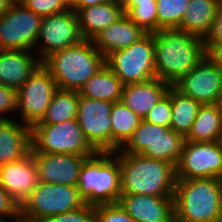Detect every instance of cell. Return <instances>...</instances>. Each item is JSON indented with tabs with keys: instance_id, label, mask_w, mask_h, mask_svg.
<instances>
[{
	"instance_id": "15",
	"label": "cell",
	"mask_w": 222,
	"mask_h": 222,
	"mask_svg": "<svg viewBox=\"0 0 222 222\" xmlns=\"http://www.w3.org/2000/svg\"><path fill=\"white\" fill-rule=\"evenodd\" d=\"M40 182L77 186L80 169L92 155L32 152Z\"/></svg>"
},
{
	"instance_id": "9",
	"label": "cell",
	"mask_w": 222,
	"mask_h": 222,
	"mask_svg": "<svg viewBox=\"0 0 222 222\" xmlns=\"http://www.w3.org/2000/svg\"><path fill=\"white\" fill-rule=\"evenodd\" d=\"M83 40L78 17L70 7L41 18L39 34L33 51L43 62L56 51L74 46Z\"/></svg>"
},
{
	"instance_id": "45",
	"label": "cell",
	"mask_w": 222,
	"mask_h": 222,
	"mask_svg": "<svg viewBox=\"0 0 222 222\" xmlns=\"http://www.w3.org/2000/svg\"><path fill=\"white\" fill-rule=\"evenodd\" d=\"M12 5L23 4L25 0H8Z\"/></svg>"
},
{
	"instance_id": "41",
	"label": "cell",
	"mask_w": 222,
	"mask_h": 222,
	"mask_svg": "<svg viewBox=\"0 0 222 222\" xmlns=\"http://www.w3.org/2000/svg\"><path fill=\"white\" fill-rule=\"evenodd\" d=\"M108 1L112 0H73V3L69 7L77 12L81 8L97 5Z\"/></svg>"
},
{
	"instance_id": "38",
	"label": "cell",
	"mask_w": 222,
	"mask_h": 222,
	"mask_svg": "<svg viewBox=\"0 0 222 222\" xmlns=\"http://www.w3.org/2000/svg\"><path fill=\"white\" fill-rule=\"evenodd\" d=\"M0 216L10 219H19L21 217V207L0 185Z\"/></svg>"
},
{
	"instance_id": "14",
	"label": "cell",
	"mask_w": 222,
	"mask_h": 222,
	"mask_svg": "<svg viewBox=\"0 0 222 222\" xmlns=\"http://www.w3.org/2000/svg\"><path fill=\"white\" fill-rule=\"evenodd\" d=\"M174 87L184 96L194 99L201 105H212L222 92V71L206 55Z\"/></svg>"
},
{
	"instance_id": "27",
	"label": "cell",
	"mask_w": 222,
	"mask_h": 222,
	"mask_svg": "<svg viewBox=\"0 0 222 222\" xmlns=\"http://www.w3.org/2000/svg\"><path fill=\"white\" fill-rule=\"evenodd\" d=\"M79 97L78 91L57 89L45 115L35 125H54L76 119Z\"/></svg>"
},
{
	"instance_id": "29",
	"label": "cell",
	"mask_w": 222,
	"mask_h": 222,
	"mask_svg": "<svg viewBox=\"0 0 222 222\" xmlns=\"http://www.w3.org/2000/svg\"><path fill=\"white\" fill-rule=\"evenodd\" d=\"M185 141L186 138L183 135L169 128L154 143L148 145L140 155L166 161L176 167Z\"/></svg>"
},
{
	"instance_id": "21",
	"label": "cell",
	"mask_w": 222,
	"mask_h": 222,
	"mask_svg": "<svg viewBox=\"0 0 222 222\" xmlns=\"http://www.w3.org/2000/svg\"><path fill=\"white\" fill-rule=\"evenodd\" d=\"M170 85L152 78L145 82L123 86L121 102L144 119L154 105L167 93Z\"/></svg>"
},
{
	"instance_id": "5",
	"label": "cell",
	"mask_w": 222,
	"mask_h": 222,
	"mask_svg": "<svg viewBox=\"0 0 222 222\" xmlns=\"http://www.w3.org/2000/svg\"><path fill=\"white\" fill-rule=\"evenodd\" d=\"M119 159L113 152H96L83 163L77 188L88 205L114 204L121 195Z\"/></svg>"
},
{
	"instance_id": "7",
	"label": "cell",
	"mask_w": 222,
	"mask_h": 222,
	"mask_svg": "<svg viewBox=\"0 0 222 222\" xmlns=\"http://www.w3.org/2000/svg\"><path fill=\"white\" fill-rule=\"evenodd\" d=\"M105 64L124 86L156 78L153 33H147L127 48L113 51L105 58Z\"/></svg>"
},
{
	"instance_id": "28",
	"label": "cell",
	"mask_w": 222,
	"mask_h": 222,
	"mask_svg": "<svg viewBox=\"0 0 222 222\" xmlns=\"http://www.w3.org/2000/svg\"><path fill=\"white\" fill-rule=\"evenodd\" d=\"M171 103L172 121L170 129L186 138L191 131L201 104L190 97L184 96L174 86H171Z\"/></svg>"
},
{
	"instance_id": "24",
	"label": "cell",
	"mask_w": 222,
	"mask_h": 222,
	"mask_svg": "<svg viewBox=\"0 0 222 222\" xmlns=\"http://www.w3.org/2000/svg\"><path fill=\"white\" fill-rule=\"evenodd\" d=\"M122 82L105 64L78 91L80 96L91 99L118 102L121 100Z\"/></svg>"
},
{
	"instance_id": "36",
	"label": "cell",
	"mask_w": 222,
	"mask_h": 222,
	"mask_svg": "<svg viewBox=\"0 0 222 222\" xmlns=\"http://www.w3.org/2000/svg\"><path fill=\"white\" fill-rule=\"evenodd\" d=\"M41 222H94V206L85 204L79 209L50 216Z\"/></svg>"
},
{
	"instance_id": "32",
	"label": "cell",
	"mask_w": 222,
	"mask_h": 222,
	"mask_svg": "<svg viewBox=\"0 0 222 222\" xmlns=\"http://www.w3.org/2000/svg\"><path fill=\"white\" fill-rule=\"evenodd\" d=\"M189 0H156L158 31L179 29Z\"/></svg>"
},
{
	"instance_id": "17",
	"label": "cell",
	"mask_w": 222,
	"mask_h": 222,
	"mask_svg": "<svg viewBox=\"0 0 222 222\" xmlns=\"http://www.w3.org/2000/svg\"><path fill=\"white\" fill-rule=\"evenodd\" d=\"M118 203L135 222H174V197L120 195Z\"/></svg>"
},
{
	"instance_id": "2",
	"label": "cell",
	"mask_w": 222,
	"mask_h": 222,
	"mask_svg": "<svg viewBox=\"0 0 222 222\" xmlns=\"http://www.w3.org/2000/svg\"><path fill=\"white\" fill-rule=\"evenodd\" d=\"M119 159L121 195L174 197L176 167L140 154L113 152Z\"/></svg>"
},
{
	"instance_id": "37",
	"label": "cell",
	"mask_w": 222,
	"mask_h": 222,
	"mask_svg": "<svg viewBox=\"0 0 222 222\" xmlns=\"http://www.w3.org/2000/svg\"><path fill=\"white\" fill-rule=\"evenodd\" d=\"M17 90L0 84V121L12 120L10 112H16Z\"/></svg>"
},
{
	"instance_id": "23",
	"label": "cell",
	"mask_w": 222,
	"mask_h": 222,
	"mask_svg": "<svg viewBox=\"0 0 222 222\" xmlns=\"http://www.w3.org/2000/svg\"><path fill=\"white\" fill-rule=\"evenodd\" d=\"M179 30L205 39L219 10L218 0H189Z\"/></svg>"
},
{
	"instance_id": "40",
	"label": "cell",
	"mask_w": 222,
	"mask_h": 222,
	"mask_svg": "<svg viewBox=\"0 0 222 222\" xmlns=\"http://www.w3.org/2000/svg\"><path fill=\"white\" fill-rule=\"evenodd\" d=\"M206 54L216 63L217 67L222 71V46L221 47H205Z\"/></svg>"
},
{
	"instance_id": "42",
	"label": "cell",
	"mask_w": 222,
	"mask_h": 222,
	"mask_svg": "<svg viewBox=\"0 0 222 222\" xmlns=\"http://www.w3.org/2000/svg\"><path fill=\"white\" fill-rule=\"evenodd\" d=\"M11 5L8 0H0V17L7 12Z\"/></svg>"
},
{
	"instance_id": "49",
	"label": "cell",
	"mask_w": 222,
	"mask_h": 222,
	"mask_svg": "<svg viewBox=\"0 0 222 222\" xmlns=\"http://www.w3.org/2000/svg\"><path fill=\"white\" fill-rule=\"evenodd\" d=\"M219 222H222V209H221V213H220Z\"/></svg>"
},
{
	"instance_id": "8",
	"label": "cell",
	"mask_w": 222,
	"mask_h": 222,
	"mask_svg": "<svg viewBox=\"0 0 222 222\" xmlns=\"http://www.w3.org/2000/svg\"><path fill=\"white\" fill-rule=\"evenodd\" d=\"M31 151L52 154L94 155L96 151L85 139L77 119L54 125L31 128Z\"/></svg>"
},
{
	"instance_id": "35",
	"label": "cell",
	"mask_w": 222,
	"mask_h": 222,
	"mask_svg": "<svg viewBox=\"0 0 222 222\" xmlns=\"http://www.w3.org/2000/svg\"><path fill=\"white\" fill-rule=\"evenodd\" d=\"M23 5L41 18L69 8L64 0H25Z\"/></svg>"
},
{
	"instance_id": "4",
	"label": "cell",
	"mask_w": 222,
	"mask_h": 222,
	"mask_svg": "<svg viewBox=\"0 0 222 222\" xmlns=\"http://www.w3.org/2000/svg\"><path fill=\"white\" fill-rule=\"evenodd\" d=\"M42 64L49 70L58 89L79 91L105 65V57L92 40L56 51Z\"/></svg>"
},
{
	"instance_id": "39",
	"label": "cell",
	"mask_w": 222,
	"mask_h": 222,
	"mask_svg": "<svg viewBox=\"0 0 222 222\" xmlns=\"http://www.w3.org/2000/svg\"><path fill=\"white\" fill-rule=\"evenodd\" d=\"M205 47L222 46V10L219 9L213 20L212 28L204 39Z\"/></svg>"
},
{
	"instance_id": "44",
	"label": "cell",
	"mask_w": 222,
	"mask_h": 222,
	"mask_svg": "<svg viewBox=\"0 0 222 222\" xmlns=\"http://www.w3.org/2000/svg\"><path fill=\"white\" fill-rule=\"evenodd\" d=\"M15 220H17V219H10V218L5 217V216H0V222H13Z\"/></svg>"
},
{
	"instance_id": "31",
	"label": "cell",
	"mask_w": 222,
	"mask_h": 222,
	"mask_svg": "<svg viewBox=\"0 0 222 222\" xmlns=\"http://www.w3.org/2000/svg\"><path fill=\"white\" fill-rule=\"evenodd\" d=\"M169 128L141 120L128 142L119 150L124 153L141 154Z\"/></svg>"
},
{
	"instance_id": "33",
	"label": "cell",
	"mask_w": 222,
	"mask_h": 222,
	"mask_svg": "<svg viewBox=\"0 0 222 222\" xmlns=\"http://www.w3.org/2000/svg\"><path fill=\"white\" fill-rule=\"evenodd\" d=\"M149 123L170 128L172 121L171 86L143 119Z\"/></svg>"
},
{
	"instance_id": "12",
	"label": "cell",
	"mask_w": 222,
	"mask_h": 222,
	"mask_svg": "<svg viewBox=\"0 0 222 222\" xmlns=\"http://www.w3.org/2000/svg\"><path fill=\"white\" fill-rule=\"evenodd\" d=\"M222 176V140L193 142L186 140L176 165V179L220 178Z\"/></svg>"
},
{
	"instance_id": "11",
	"label": "cell",
	"mask_w": 222,
	"mask_h": 222,
	"mask_svg": "<svg viewBox=\"0 0 222 222\" xmlns=\"http://www.w3.org/2000/svg\"><path fill=\"white\" fill-rule=\"evenodd\" d=\"M41 17L23 4L11 5L0 17V50L33 51Z\"/></svg>"
},
{
	"instance_id": "6",
	"label": "cell",
	"mask_w": 222,
	"mask_h": 222,
	"mask_svg": "<svg viewBox=\"0 0 222 222\" xmlns=\"http://www.w3.org/2000/svg\"><path fill=\"white\" fill-rule=\"evenodd\" d=\"M77 186L40 182L21 205V218L32 222L70 212L84 206Z\"/></svg>"
},
{
	"instance_id": "30",
	"label": "cell",
	"mask_w": 222,
	"mask_h": 222,
	"mask_svg": "<svg viewBox=\"0 0 222 222\" xmlns=\"http://www.w3.org/2000/svg\"><path fill=\"white\" fill-rule=\"evenodd\" d=\"M123 12L146 33L158 31L156 0H121Z\"/></svg>"
},
{
	"instance_id": "22",
	"label": "cell",
	"mask_w": 222,
	"mask_h": 222,
	"mask_svg": "<svg viewBox=\"0 0 222 222\" xmlns=\"http://www.w3.org/2000/svg\"><path fill=\"white\" fill-rule=\"evenodd\" d=\"M15 119L0 121V165L19 160L31 151V127Z\"/></svg>"
},
{
	"instance_id": "16",
	"label": "cell",
	"mask_w": 222,
	"mask_h": 222,
	"mask_svg": "<svg viewBox=\"0 0 222 222\" xmlns=\"http://www.w3.org/2000/svg\"><path fill=\"white\" fill-rule=\"evenodd\" d=\"M39 183L32 151L19 160L0 165V185L21 205Z\"/></svg>"
},
{
	"instance_id": "19",
	"label": "cell",
	"mask_w": 222,
	"mask_h": 222,
	"mask_svg": "<svg viewBox=\"0 0 222 222\" xmlns=\"http://www.w3.org/2000/svg\"><path fill=\"white\" fill-rule=\"evenodd\" d=\"M147 33L124 14L116 22L102 30L92 41L106 58L113 51L124 49L139 41Z\"/></svg>"
},
{
	"instance_id": "10",
	"label": "cell",
	"mask_w": 222,
	"mask_h": 222,
	"mask_svg": "<svg viewBox=\"0 0 222 222\" xmlns=\"http://www.w3.org/2000/svg\"><path fill=\"white\" fill-rule=\"evenodd\" d=\"M57 89L51 73L41 64L17 90L16 111L20 112L19 122L31 128L40 122Z\"/></svg>"
},
{
	"instance_id": "43",
	"label": "cell",
	"mask_w": 222,
	"mask_h": 222,
	"mask_svg": "<svg viewBox=\"0 0 222 222\" xmlns=\"http://www.w3.org/2000/svg\"><path fill=\"white\" fill-rule=\"evenodd\" d=\"M213 105L216 107L218 114L221 117V121H222V92Z\"/></svg>"
},
{
	"instance_id": "18",
	"label": "cell",
	"mask_w": 222,
	"mask_h": 222,
	"mask_svg": "<svg viewBox=\"0 0 222 222\" xmlns=\"http://www.w3.org/2000/svg\"><path fill=\"white\" fill-rule=\"evenodd\" d=\"M34 51L0 50V84L18 90L42 61Z\"/></svg>"
},
{
	"instance_id": "34",
	"label": "cell",
	"mask_w": 222,
	"mask_h": 222,
	"mask_svg": "<svg viewBox=\"0 0 222 222\" xmlns=\"http://www.w3.org/2000/svg\"><path fill=\"white\" fill-rule=\"evenodd\" d=\"M94 222H135L117 202L94 206Z\"/></svg>"
},
{
	"instance_id": "25",
	"label": "cell",
	"mask_w": 222,
	"mask_h": 222,
	"mask_svg": "<svg viewBox=\"0 0 222 222\" xmlns=\"http://www.w3.org/2000/svg\"><path fill=\"white\" fill-rule=\"evenodd\" d=\"M111 152L120 150L138 128L141 118L121 101L114 102L111 110Z\"/></svg>"
},
{
	"instance_id": "20",
	"label": "cell",
	"mask_w": 222,
	"mask_h": 222,
	"mask_svg": "<svg viewBox=\"0 0 222 222\" xmlns=\"http://www.w3.org/2000/svg\"><path fill=\"white\" fill-rule=\"evenodd\" d=\"M79 30L83 39L93 40L102 30L124 15L122 1L112 0L79 9Z\"/></svg>"
},
{
	"instance_id": "1",
	"label": "cell",
	"mask_w": 222,
	"mask_h": 222,
	"mask_svg": "<svg viewBox=\"0 0 222 222\" xmlns=\"http://www.w3.org/2000/svg\"><path fill=\"white\" fill-rule=\"evenodd\" d=\"M156 78L174 86L207 55L204 39L179 29L153 33Z\"/></svg>"
},
{
	"instance_id": "46",
	"label": "cell",
	"mask_w": 222,
	"mask_h": 222,
	"mask_svg": "<svg viewBox=\"0 0 222 222\" xmlns=\"http://www.w3.org/2000/svg\"><path fill=\"white\" fill-rule=\"evenodd\" d=\"M13 222H32V221H29V220H25V219H22L21 217Z\"/></svg>"
},
{
	"instance_id": "13",
	"label": "cell",
	"mask_w": 222,
	"mask_h": 222,
	"mask_svg": "<svg viewBox=\"0 0 222 222\" xmlns=\"http://www.w3.org/2000/svg\"><path fill=\"white\" fill-rule=\"evenodd\" d=\"M114 102L80 96L77 122L96 152H111V110Z\"/></svg>"
},
{
	"instance_id": "3",
	"label": "cell",
	"mask_w": 222,
	"mask_h": 222,
	"mask_svg": "<svg viewBox=\"0 0 222 222\" xmlns=\"http://www.w3.org/2000/svg\"><path fill=\"white\" fill-rule=\"evenodd\" d=\"M222 209L220 178L176 179V222H219Z\"/></svg>"
},
{
	"instance_id": "26",
	"label": "cell",
	"mask_w": 222,
	"mask_h": 222,
	"mask_svg": "<svg viewBox=\"0 0 222 222\" xmlns=\"http://www.w3.org/2000/svg\"><path fill=\"white\" fill-rule=\"evenodd\" d=\"M186 140L193 142L222 140V121L213 104L201 105Z\"/></svg>"
},
{
	"instance_id": "48",
	"label": "cell",
	"mask_w": 222,
	"mask_h": 222,
	"mask_svg": "<svg viewBox=\"0 0 222 222\" xmlns=\"http://www.w3.org/2000/svg\"><path fill=\"white\" fill-rule=\"evenodd\" d=\"M218 2H219V9L222 10V0H218Z\"/></svg>"
},
{
	"instance_id": "47",
	"label": "cell",
	"mask_w": 222,
	"mask_h": 222,
	"mask_svg": "<svg viewBox=\"0 0 222 222\" xmlns=\"http://www.w3.org/2000/svg\"><path fill=\"white\" fill-rule=\"evenodd\" d=\"M64 2H65L68 6H70V5L73 3V0H64Z\"/></svg>"
}]
</instances>
